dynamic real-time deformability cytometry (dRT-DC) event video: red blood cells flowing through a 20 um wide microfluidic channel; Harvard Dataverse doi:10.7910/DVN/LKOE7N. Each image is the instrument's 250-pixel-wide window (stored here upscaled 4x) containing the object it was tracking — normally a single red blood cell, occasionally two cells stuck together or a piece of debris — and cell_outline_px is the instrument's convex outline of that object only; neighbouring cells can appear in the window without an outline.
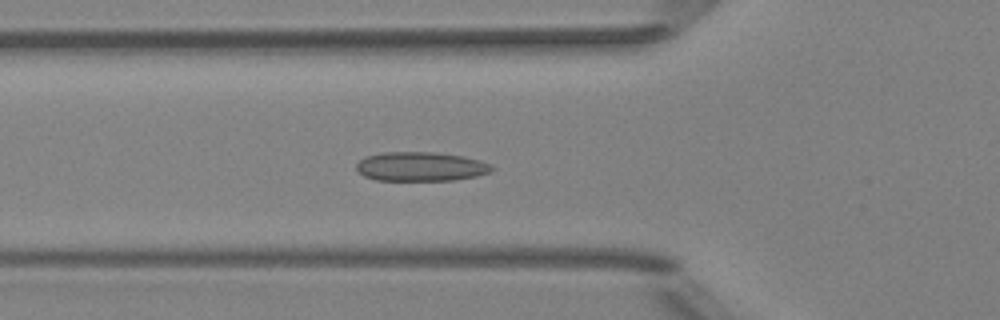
{"species": "Egyptian fruit bat (a non-hibernating species)", "species_latin": "Rousettus aegyptiacus", "temperature_condition": "room temperature", "stored_images_in_passage": 51, "camera_frame_rate_fps": 3000, "um_per_image_px": 0.085, "animal": {"sex": "female"}, "frame": {"image": 1, "passage_image": 18, "time_ms": 5.667, "image_size_px": [1000, 320], "cell_outline_px": [[496, 168], [488, 172], [476, 176], [456, 180], [376, 180], [364, 176], [356, 168], [356, 164], [364, 156], [384, 152], [432, 152], [460, 156], [480, 160], [492, 164]], "centroid_in_image_um": [35.76, 14.15], "position_along_channel_um": 90.0, "area_um2": 23.0}}
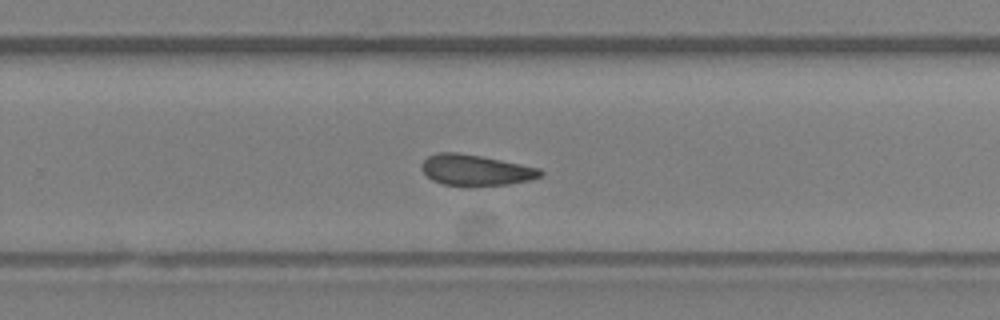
{"frame": {"image": 2, "passage_image": 33, "time_ms": 10.667, "image_size_px": [1000, 320], "cell_outline_px": [[544, 172], [540, 176], [528, 180], [508, 184], [476, 188], [468, 188], [444, 184], [432, 180], [420, 168], [420, 164], [428, 156], [436, 152], [456, 152], [480, 156], [540, 168]], "centroid_in_image_um": [40.39, 14.49], "position_along_channel_um": 289.4, "area_um2": 21.79}}
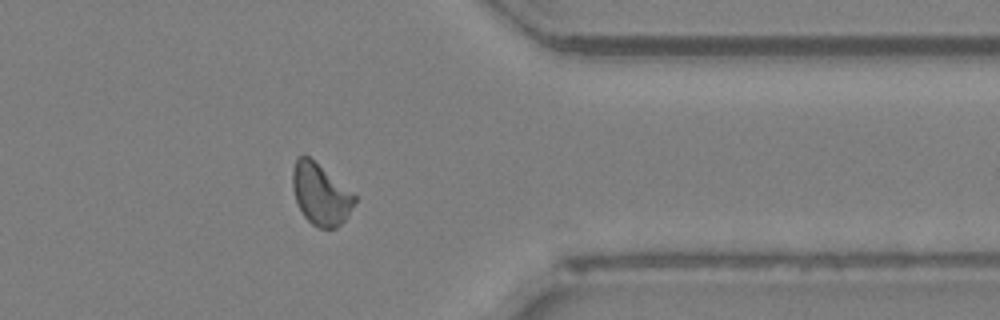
{"frame": {"image": 3, "passage_image": 41, "time_ms": 13.333, "image_size_px": [1000, 320], "cell_outline_px": [[356, 200], [344, 220], [336, 228], [320, 228], [312, 224], [304, 216], [296, 200], [292, 188], [292, 168], [296, 156], [308, 156], [356, 196]], "centroid_in_image_um": [27.21, 16.51], "position_along_channel_um": 384.2, "area_um2": 21.68}, "authors_computed_cell_mechanics": {"area_um2": 22.253, "velocity_mm_per_s": 4.0048, "shape_relaxation_time_tau1_ms": 11.3579, "shape_relaxation_time_tau2_ms": 3.7174, "deformation_change_tau1": 0.1585, "deformation_change_tau2": 0.0852}}